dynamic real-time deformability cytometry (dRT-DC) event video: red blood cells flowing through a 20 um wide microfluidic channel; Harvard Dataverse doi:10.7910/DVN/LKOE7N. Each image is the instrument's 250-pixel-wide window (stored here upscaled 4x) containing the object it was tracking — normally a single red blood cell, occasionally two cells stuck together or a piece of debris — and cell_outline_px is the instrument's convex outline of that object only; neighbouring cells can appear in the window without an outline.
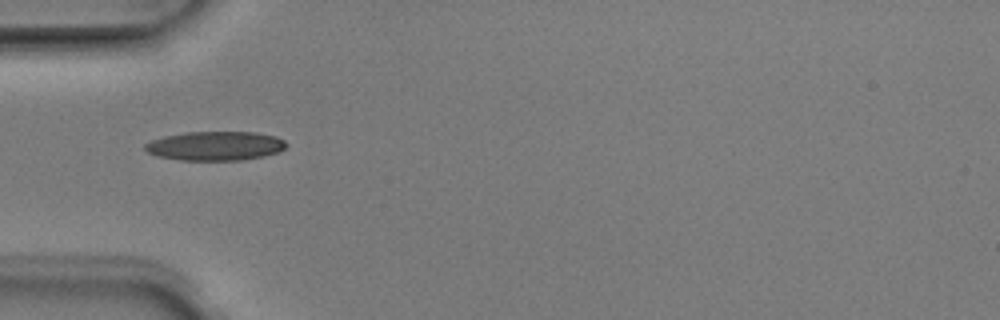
{"species": "Egyptian fruit bat (a non-hibernating species)", "species_latin": "Rousettus aegyptiacus", "temperature_condition": "room temperature", "stored_images_in_passage": 3, "camera_frame_rate_fps": 3000, "um_per_image_px": 0.085, "animal": {"sex": "male"}, "frame": {"image": 1, "passage_image": 3, "time_ms": 0.667, "image_size_px": [1000, 320], "cell_outline_px": [[288, 144], [284, 148], [276, 152], [264, 156], [244, 160], [180, 160], [156, 156], [148, 152], [144, 148], [144, 144], [152, 140], [164, 136], [184, 132], [256, 132], [276, 136], [284, 140]], "centroid_in_image_um": [18.29, 12.4], "position_along_channel_um": 66.7, "area_um2": 24.04}}